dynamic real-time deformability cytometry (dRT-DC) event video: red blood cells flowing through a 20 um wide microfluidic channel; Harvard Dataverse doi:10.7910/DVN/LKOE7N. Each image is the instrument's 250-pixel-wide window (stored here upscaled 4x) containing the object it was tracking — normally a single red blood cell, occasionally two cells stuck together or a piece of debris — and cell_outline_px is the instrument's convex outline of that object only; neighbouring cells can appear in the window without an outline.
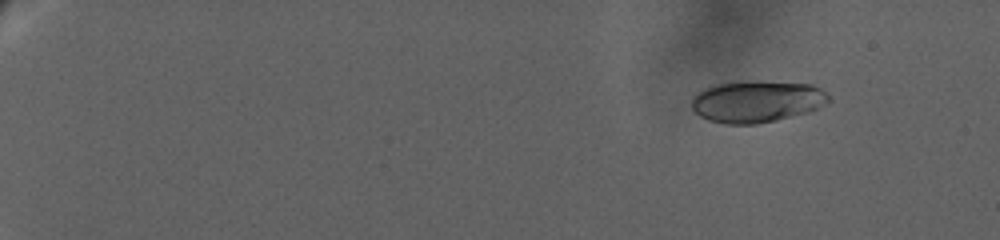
{"species": "human", "species_latin": "Homo sapiens", "temperature_condition": "warm", "stored_images_in_passage": 54, "camera_frame_rate_fps": 3000, "um_per_image_px": 0.085, "donor": {"sex": "female"}, "frame": {"image": 1, "passage_image": 11, "time_ms": 3.333, "image_size_px": [1000, 240], "cell_outline_px": [[828, 100], [824, 104], [808, 112], [776, 120], [756, 124], [724, 124], [708, 120], [700, 116], [692, 108], [692, 96], [704, 88], [712, 84], [744, 80], [760, 80], [812, 84], [828, 92]], "centroid_in_image_um": [64.3, 8.6], "position_along_channel_um": 20.7, "area_um2": 33.81}}
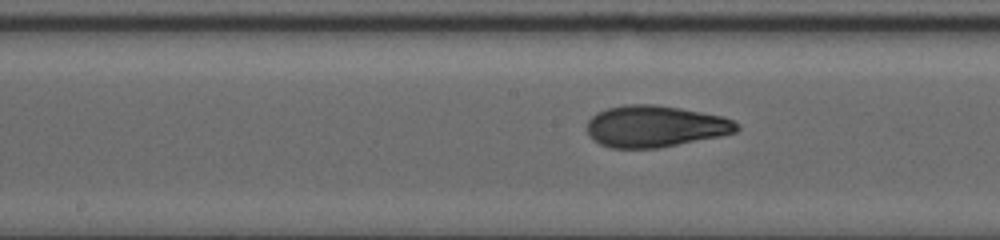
{"frame": {"image": 2, "passage_image": 33, "time_ms": 15.667, "image_size_px": [1000, 240], "cell_outline_px": [[740, 128], [736, 132], [720, 136], [660, 148], [612, 148], [600, 144], [592, 140], [588, 132], [588, 120], [596, 112], [608, 108], [624, 104], [652, 104], [680, 108], [724, 116], [740, 124]], "centroid_in_image_um": [55.7, 10.74], "position_along_channel_um": 192.5, "area_um2": 36.47}}
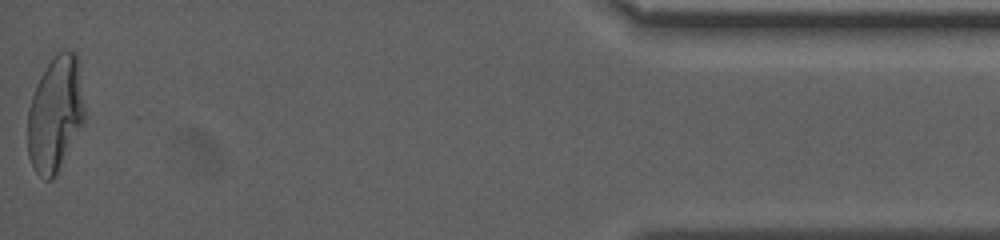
{"frame": {"image": 3, "passage_image": 54, "time_ms": 26.333, "image_size_px": [1000, 240], "cell_outline_px": [[84, 120], [52, 180], [44, 180], [36, 172], [28, 156], [28, 108], [36, 84], [40, 76], [48, 64], [60, 52], [68, 48], [72, 48], [76, 52], [84, 108]], "centroid_in_image_um": [4.67, 9.67], "position_along_channel_um": 430.5, "area_um2": 37.45}, "authors_computed_cell_mechanics": {"area_um2": 35.3736, "velocity_mm_per_s": 2.835, "shape_relaxation_time_tau1_ms": null, "shape_relaxation_time_tau2_ms": 1.7306, "deformation_change_tau1": null, "deformation_change_tau2": 0.0776}}